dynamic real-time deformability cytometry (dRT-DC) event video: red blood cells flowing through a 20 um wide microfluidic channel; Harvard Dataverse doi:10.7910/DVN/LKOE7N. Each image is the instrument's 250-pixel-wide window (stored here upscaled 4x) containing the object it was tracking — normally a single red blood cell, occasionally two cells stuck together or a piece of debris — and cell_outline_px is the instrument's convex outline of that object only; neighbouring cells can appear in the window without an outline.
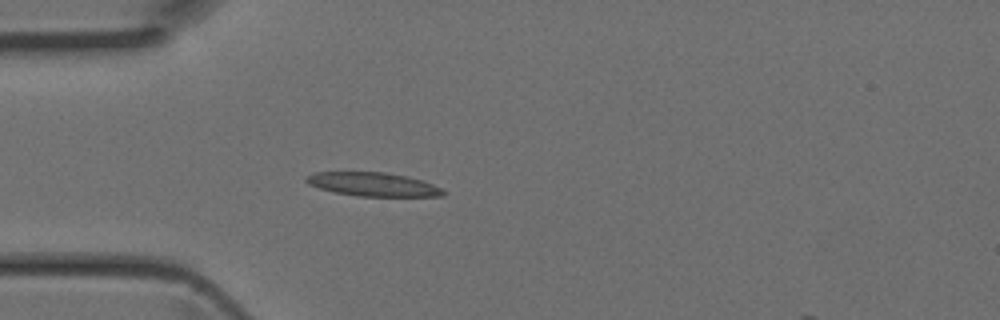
{"species": "Egyptian fruit bat (a non-hibernating species)", "species_latin": "Rousettus aegyptiacus", "temperature_condition": "room temperature", "stored_images_in_passage": 37, "camera_frame_rate_fps": 3000, "um_per_image_px": 0.085, "animal": {"sex": "female"}, "frame": {"image": 1, "passage_image": 6, "time_ms": 1.667, "image_size_px": [1000, 320], "cell_outline_px": [[448, 192], [444, 196], [356, 196], [336, 192], [320, 188], [308, 184], [304, 180], [312, 172], [384, 172], [408, 176], [432, 184]], "centroid_in_image_um": [31.72, 15.67], "position_along_channel_um": 53.3, "area_um2": 18.84}}
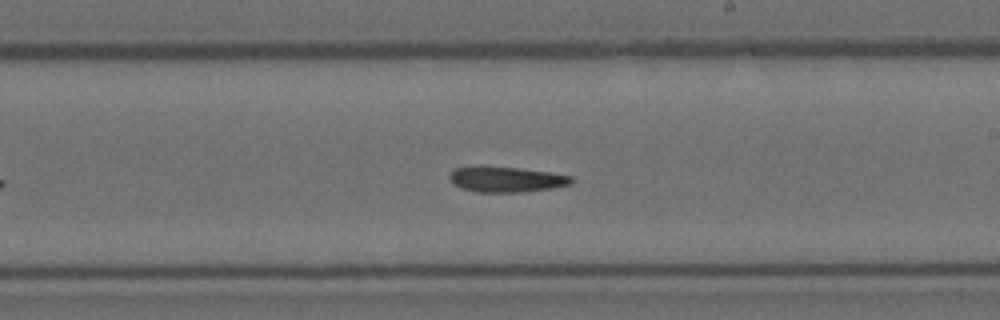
{"frame": {"image": 2, "passage_image": 19, "time_ms": 6.0, "image_size_px": [1000, 320], "cell_outline_px": [[572, 184], [552, 188], [516, 192], [476, 192], [460, 188], [448, 176], [452, 168], [516, 168], [548, 172], [572, 176]], "centroid_in_image_um": [43.05, 15.27], "position_along_channel_um": 245.9, "area_um2": 17.4}}
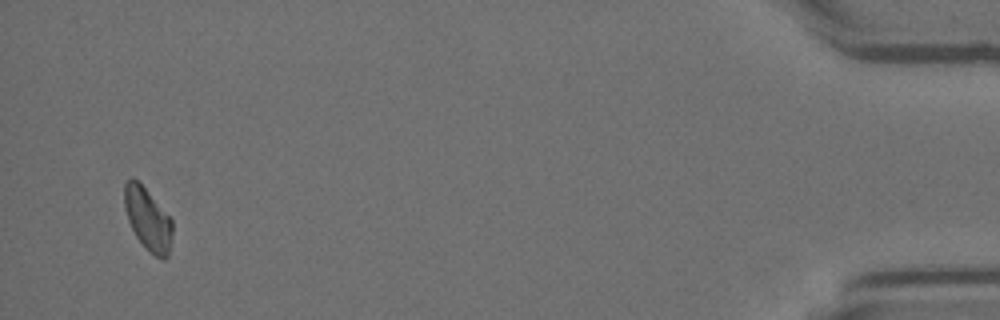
{"frame": {"image": 3, "passage_image": 36, "time_ms": 11.667, "image_size_px": [1000, 320], "cell_outline_px": [[172, 236], [168, 256], [164, 260], [160, 260], [148, 252], [136, 236], [128, 220], [124, 208], [124, 184], [132, 176], [144, 188], [172, 220]], "centroid_in_image_um": [12.56, 18.68], "position_along_channel_um": 422.6, "area_um2": 17.34}}